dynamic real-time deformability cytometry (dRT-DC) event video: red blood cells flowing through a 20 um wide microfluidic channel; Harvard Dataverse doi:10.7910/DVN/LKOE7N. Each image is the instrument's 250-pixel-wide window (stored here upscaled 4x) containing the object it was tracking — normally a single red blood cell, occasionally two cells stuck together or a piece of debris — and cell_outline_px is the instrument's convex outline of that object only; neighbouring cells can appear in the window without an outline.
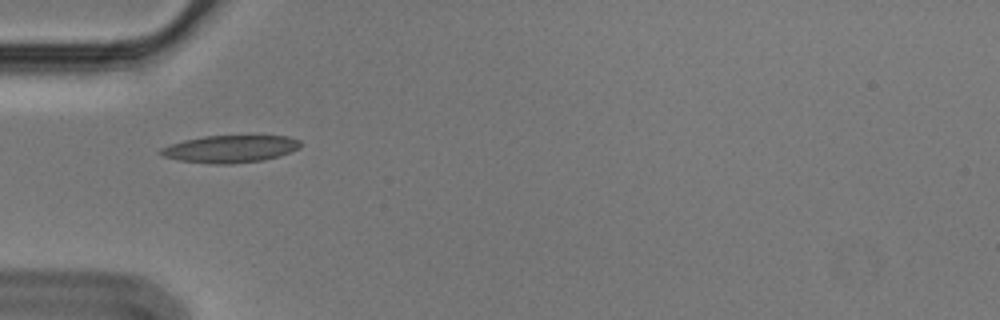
{"species": "Egyptian fruit bat (a non-hibernating species)", "species_latin": "Rousettus aegyptiacus", "temperature_condition": "cold", "stored_images_in_passage": 24, "camera_frame_rate_fps": 3000, "um_per_image_px": 0.085, "animal": {"sex": "male"}, "frame": {"image": 1, "passage_image": 1, "time_ms": 0.0, "image_size_px": [1000, 320], "cell_outline_px": [[300, 148], [280, 156], [264, 160], [232, 164], [212, 164], [180, 160], [164, 156], [156, 152], [160, 148], [184, 140], [204, 136], [288, 136], [300, 140]], "centroid_in_image_um": [19.58, 12.66], "position_along_channel_um": 65.4, "area_um2": 22.25}}
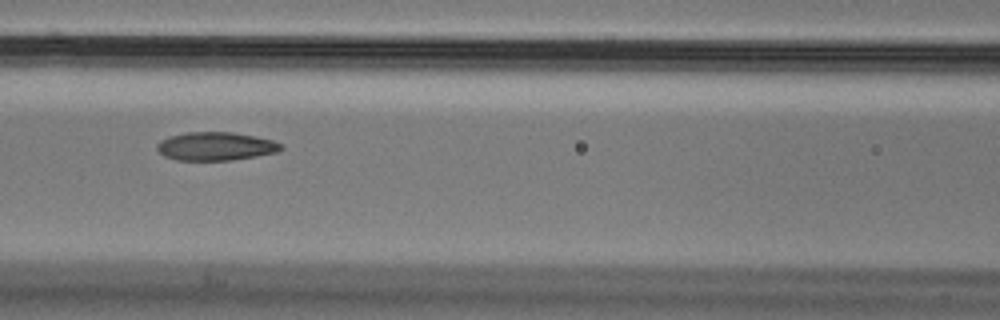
{"frame": {"image": 2, "passage_image": 8, "time_ms": 2.333, "image_size_px": [1000, 320], "cell_outline_px": [[284, 148], [276, 152], [256, 156], [232, 160], [176, 160], [164, 156], [156, 148], [156, 144], [160, 140], [168, 136], [188, 132], [232, 132], [272, 140], [280, 144]], "centroid_in_image_um": [18.28, 12.43], "position_along_channel_um": 148.3, "area_um2": 20.4}}
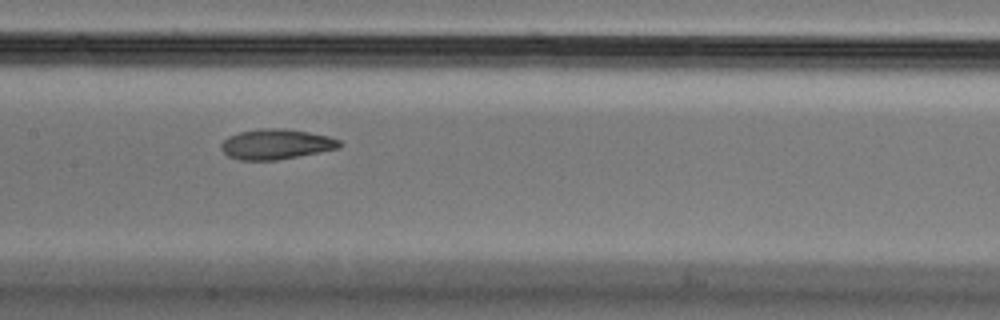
{"frame": {"image": 3, "passage_image": 11, "time_ms": 3.333, "image_size_px": [1000, 320], "cell_outline_px": [[344, 144], [340, 148], [276, 160], [240, 160], [228, 156], [220, 148], [220, 144], [228, 136], [240, 132], [256, 128], [284, 128], [308, 132], [328, 136], [340, 140]], "centroid_in_image_um": [23.47, 12.25], "position_along_channel_um": 183.9, "area_um2": 20.92}}